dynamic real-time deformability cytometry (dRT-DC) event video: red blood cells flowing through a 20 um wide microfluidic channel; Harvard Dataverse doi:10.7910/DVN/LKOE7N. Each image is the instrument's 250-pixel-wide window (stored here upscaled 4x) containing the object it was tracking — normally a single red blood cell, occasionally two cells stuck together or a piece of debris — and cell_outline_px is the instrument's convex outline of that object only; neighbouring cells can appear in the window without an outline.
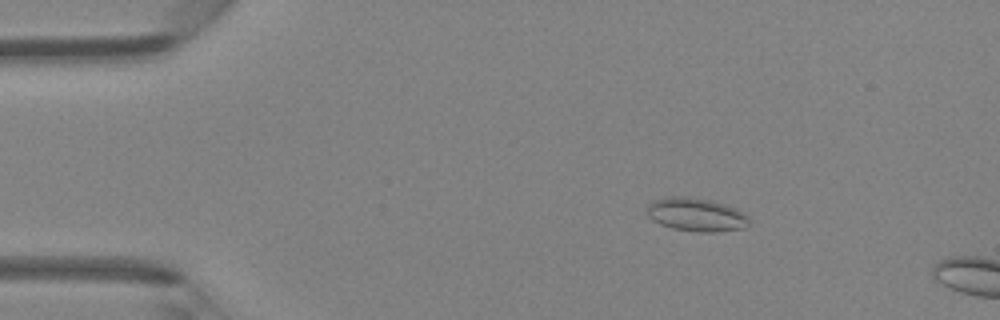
{"species": "Egyptian fruit bat (a non-hibernating species)", "species_latin": "Rousettus aegyptiacus", "temperature_condition": "room temperature", "stored_images_in_passage": 11, "camera_frame_rate_fps": 3000, "um_per_image_px": 0.085, "animal": {"sex": "female"}, "frame": {"image": 1, "passage_image": 7, "time_ms": 2.0, "image_size_px": [1000, 320], "cell_outline_px": [[748, 224], [744, 228], [716, 232], [696, 232], [672, 228], [660, 224], [652, 220], [648, 216], [648, 204], [656, 200], [668, 196], [688, 196], [712, 200], [736, 208], [744, 212], [748, 216]], "centroid_in_image_um": [59.19, 18.24], "position_along_channel_um": 25.8, "area_um2": 20.0}}